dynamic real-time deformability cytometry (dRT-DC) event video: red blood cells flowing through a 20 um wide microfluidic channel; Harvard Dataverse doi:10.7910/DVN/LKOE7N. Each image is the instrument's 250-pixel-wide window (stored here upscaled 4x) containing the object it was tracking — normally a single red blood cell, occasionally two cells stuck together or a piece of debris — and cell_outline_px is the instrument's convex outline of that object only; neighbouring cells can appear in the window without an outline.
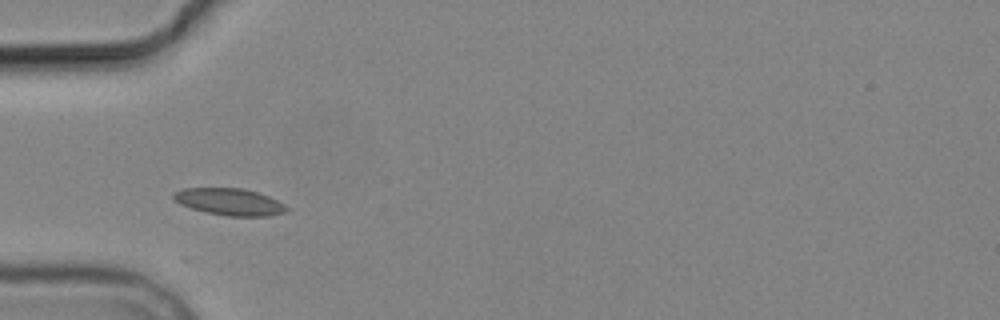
{"species": "common noctule bat (a hibernating species)", "species_latin": "Nyctalus noctula", "temperature_condition": "cold", "stored_images_in_passage": 11, "camera_frame_rate_fps": 3000, "um_per_image_px": 0.085, "animal": {"sex": "male", "body_mass_g": 19.2, "forearm_length_mm": 51.8}, "frame": {"image": 1, "passage_image": 2, "time_ms": 2.0, "image_size_px": [1000, 320], "cell_outline_px": [[288, 212], [268, 216], [228, 216], [204, 212], [180, 204], [172, 196], [172, 192], [184, 188], [244, 188], [268, 196], [284, 204], [288, 208]], "centroid_in_image_um": [19.51, 17.15], "position_along_channel_um": 65.5, "area_um2": 17.74}}
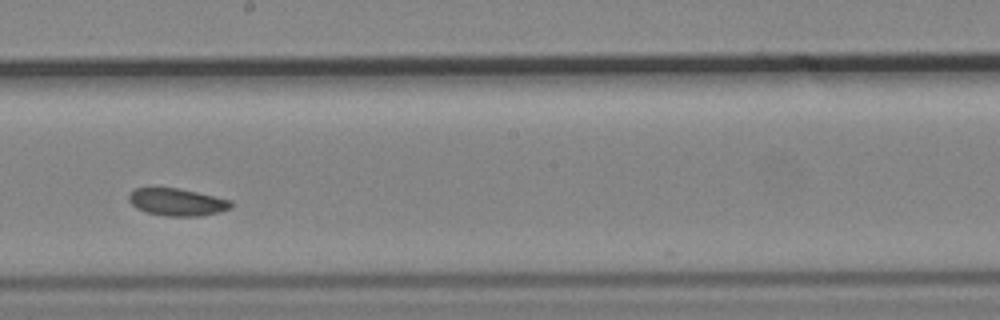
{"frame": {"image": 2, "passage_image": 6, "time_ms": 6.667, "image_size_px": [1000, 320], "cell_outline_px": [[232, 208], [220, 212], [200, 216], [164, 216], [144, 212], [136, 208], [128, 200], [128, 192], [136, 188], [176, 188], [196, 192], [232, 200]], "centroid_in_image_um": [15.03, 17.19], "position_along_channel_um": 233.2, "area_um2": 16.42}}
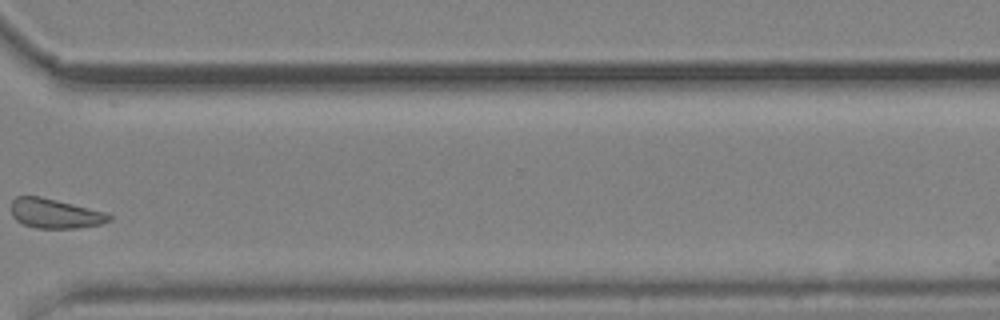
{"frame": {"image": 3, "passage_image": 9, "time_ms": 10.333, "image_size_px": [1000, 320], "cell_outline_px": [[112, 220], [100, 224], [76, 228], [36, 228], [24, 224], [16, 220], [12, 216], [12, 200], [16, 196], [40, 196], [104, 212], [112, 216]], "centroid_in_image_um": [4.65, 18.15], "position_along_channel_um": 365.9, "area_um2": 16.65}, "authors_computed_cell_mechanics": {"area_um2": 16.7042, "velocity_mm_per_s": 3.6087, "shape_relaxation_time_tau1_ms": 0.446, "shape_relaxation_time_tau2_ms": null, "deformation_change_tau1": 0.0388, "deformation_change_tau2": null}}